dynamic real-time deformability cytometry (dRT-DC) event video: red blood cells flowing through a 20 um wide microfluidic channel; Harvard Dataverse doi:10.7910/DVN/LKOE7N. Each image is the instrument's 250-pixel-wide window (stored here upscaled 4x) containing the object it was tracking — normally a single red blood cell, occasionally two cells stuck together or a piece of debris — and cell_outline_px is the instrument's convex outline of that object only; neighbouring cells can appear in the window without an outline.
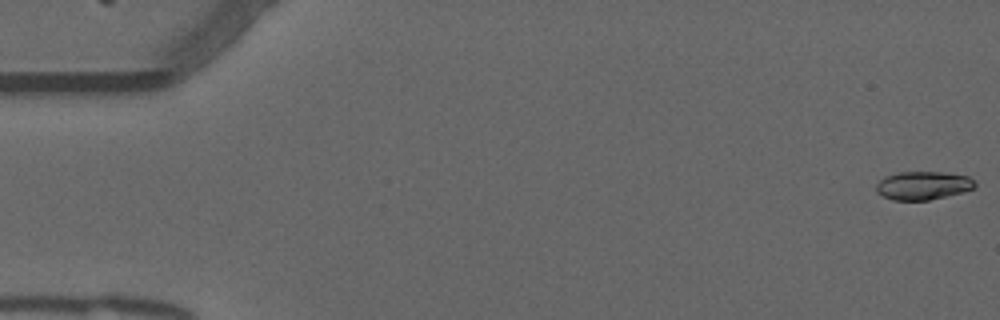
{"species": "common noctule bat (a hibernating species)", "species_latin": "Nyctalus noctula", "temperature_condition": "warm", "stored_images_in_passage": 50, "camera_frame_rate_fps": 3000, "um_per_image_px": 0.085, "animal": {"sex": "male", "forearm_length_mm": 52.5}, "frame": {"image": 1, "passage_image": 1, "time_ms": 0.0, "image_size_px": [1000, 320], "cell_outline_px": [[976, 188], [928, 200], [892, 200], [876, 192], [876, 184], [884, 176], [900, 172], [944, 172], [968, 176], [976, 184]], "centroid_in_image_um": [78.43, 15.76], "position_along_channel_um": 6.6, "area_um2": 16.18}}
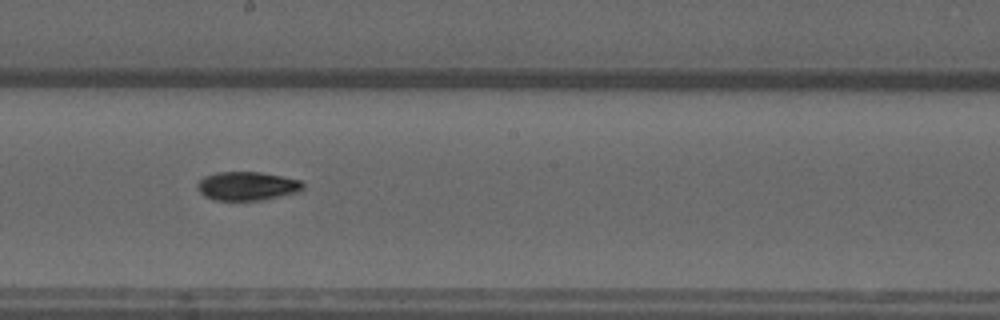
{"frame": {"image": 2, "passage_image": 30, "time_ms": 9.667, "image_size_px": [1000, 320], "cell_outline_px": [[304, 188], [300, 192], [260, 200], [216, 200], [204, 196], [196, 188], [196, 184], [204, 176], [216, 172], [260, 172], [300, 180], [304, 184]], "centroid_in_image_um": [20.99, 15.81], "position_along_channel_um": 227.2, "area_um2": 17.69}}
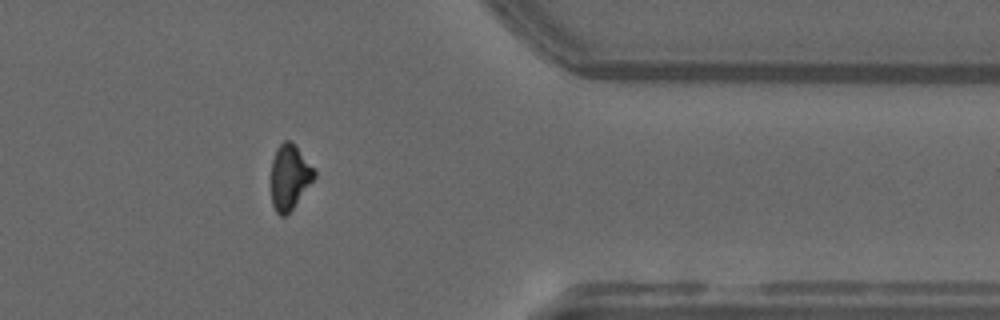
{"frame": {"image": 3, "passage_image": 44, "time_ms": 14.333, "image_size_px": [1000, 320], "cell_outline_px": [[316, 176], [292, 208], [284, 216], [280, 216], [276, 212], [272, 204], [272, 160], [276, 148], [284, 140], [292, 140], [316, 172]], "centroid_in_image_um": [24.6, 15.01], "position_along_channel_um": 386.8, "area_um2": 16.07}}